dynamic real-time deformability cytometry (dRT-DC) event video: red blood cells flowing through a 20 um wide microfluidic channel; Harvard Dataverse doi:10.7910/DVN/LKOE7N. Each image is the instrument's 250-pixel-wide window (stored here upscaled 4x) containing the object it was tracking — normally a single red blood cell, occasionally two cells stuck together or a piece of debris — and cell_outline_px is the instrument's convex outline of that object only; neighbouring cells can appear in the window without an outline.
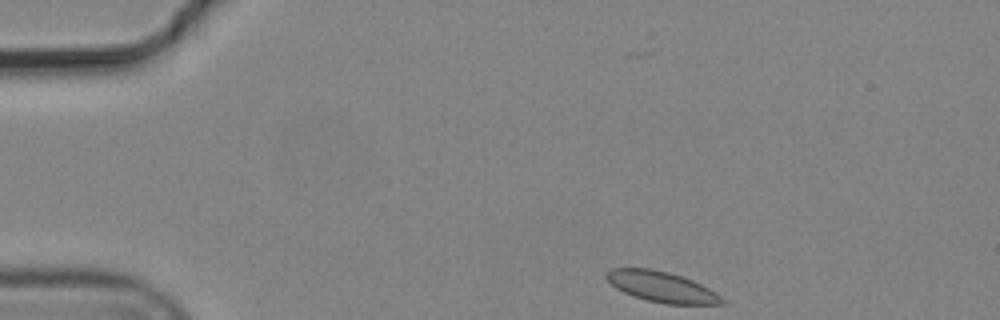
{"species": "common noctule bat (a hibernating species)", "species_latin": "Nyctalus noctula", "temperature_condition": "cold", "stored_images_in_passage": 3, "camera_frame_rate_fps": 3000, "um_per_image_px": 0.085, "animal": {"sex": "male", "body_mass_g": 19.2, "forearm_length_mm": 51.8}, "frame": {"image": 1, "passage_image": 1, "time_ms": 0.0, "image_size_px": [1000, 320], "cell_outline_px": [[724, 304], [668, 304], [648, 300], [624, 292], [616, 288], [604, 276], [604, 272], [612, 268], [652, 268], [668, 272], [692, 280], [716, 292], [724, 300]], "centroid_in_image_um": [56.21, 24.36], "position_along_channel_um": 28.8, "area_um2": 20.35}}